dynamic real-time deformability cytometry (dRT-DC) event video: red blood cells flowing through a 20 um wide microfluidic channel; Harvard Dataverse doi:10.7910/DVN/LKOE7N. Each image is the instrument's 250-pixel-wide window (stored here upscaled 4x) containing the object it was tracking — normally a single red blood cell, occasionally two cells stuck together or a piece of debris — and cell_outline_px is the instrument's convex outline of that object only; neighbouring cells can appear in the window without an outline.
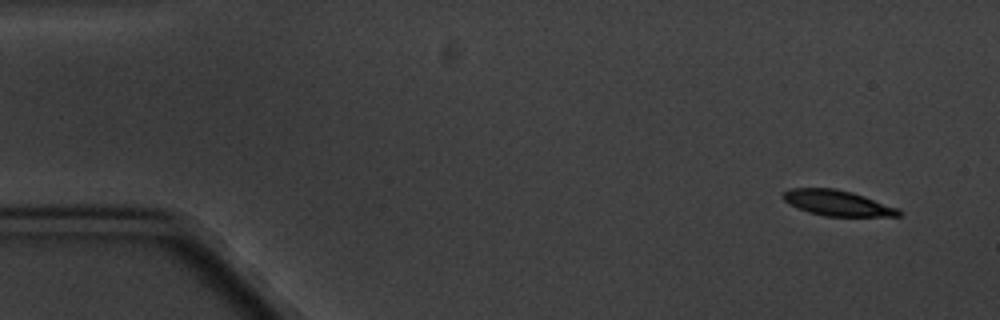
{"species": "common noctule bat (a hibernating species)", "species_latin": "Nyctalus noctula", "temperature_condition": "cold", "stored_images_in_passage": 5, "camera_frame_rate_fps": 3000, "um_per_image_px": 0.085, "animal": {"sex": "male", "body_mass_g": 20.1, "forearm_length_mm": 53.5}, "frame": {"image": 1, "passage_image": 1, "time_ms": 0.0, "image_size_px": [1000, 320], "cell_outline_px": [[900, 216], [824, 216], [808, 212], [788, 204], [780, 196], [788, 188], [836, 188], [852, 192], [900, 208]], "centroid_in_image_um": [71.15, 17.25], "position_along_channel_um": 13.9, "area_um2": 17.34}}
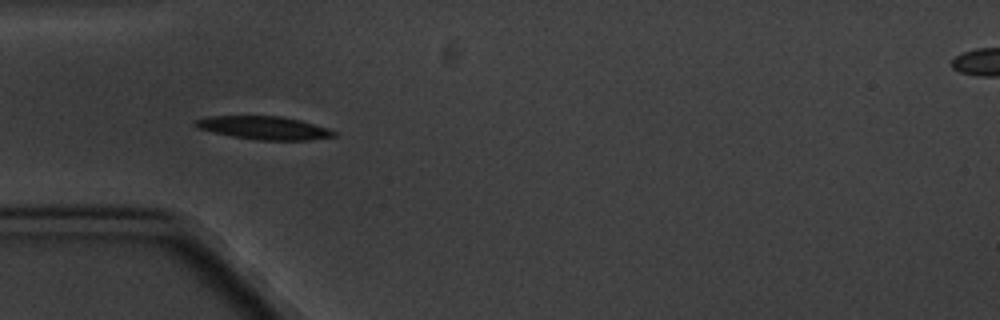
{"frame": {"image": 2, "passage_image": 4, "time_ms": 4.667, "image_size_px": [1000, 320], "cell_outline_px": [[336, 136], [308, 140], [260, 140], [232, 136], [200, 128], [192, 124], [196, 120], [208, 116], [280, 116], [300, 120], [328, 128], [336, 132]], "centroid_in_image_um": [22.48, 10.86], "position_along_channel_um": 62.5, "area_um2": 18.44}}